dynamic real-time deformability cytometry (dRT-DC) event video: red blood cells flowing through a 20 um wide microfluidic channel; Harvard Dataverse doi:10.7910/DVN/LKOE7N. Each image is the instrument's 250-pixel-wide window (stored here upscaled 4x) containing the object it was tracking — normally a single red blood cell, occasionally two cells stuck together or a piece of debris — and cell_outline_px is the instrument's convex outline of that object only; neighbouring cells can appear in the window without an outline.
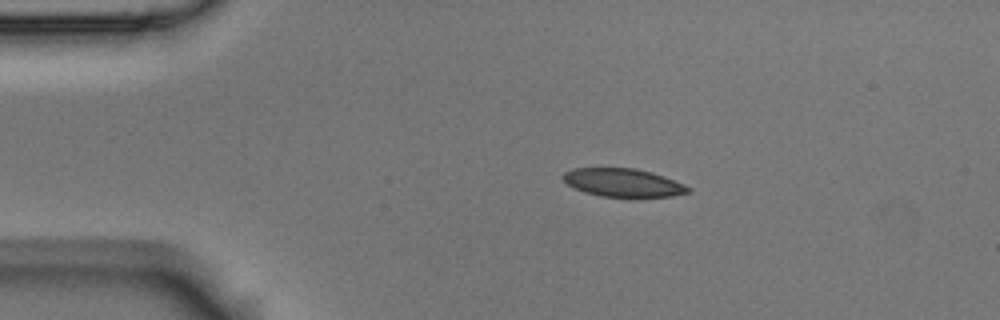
{"species": "Egyptian fruit bat (a non-hibernating species)", "species_latin": "Rousettus aegyptiacus", "temperature_condition": "room temperature", "stored_images_in_passage": 3, "camera_frame_rate_fps": 3000, "um_per_image_px": 0.085, "animal": {"sex": "male"}, "frame": {"image": 1, "passage_image": 2, "time_ms": 0.333, "image_size_px": [1000, 320], "cell_outline_px": [[692, 192], [672, 196], [600, 196], [584, 192], [568, 184], [560, 176], [564, 172], [572, 168], [636, 168], [652, 172], [664, 176], [684, 184], [692, 188]], "centroid_in_image_um": [52.97, 15.51], "position_along_channel_um": 32.0, "area_um2": 20.52}}